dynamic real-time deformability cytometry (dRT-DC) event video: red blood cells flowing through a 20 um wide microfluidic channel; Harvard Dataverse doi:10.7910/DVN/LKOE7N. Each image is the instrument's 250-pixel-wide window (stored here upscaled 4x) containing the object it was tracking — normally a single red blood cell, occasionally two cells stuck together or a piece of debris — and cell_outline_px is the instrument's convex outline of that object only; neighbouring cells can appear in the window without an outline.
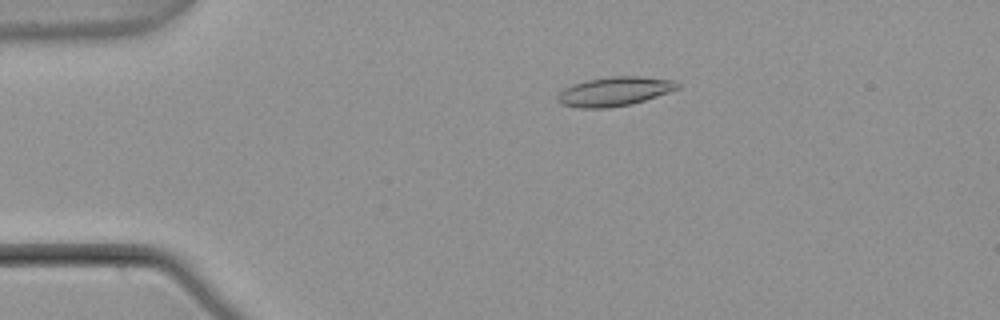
{"species": "common noctule bat (a hibernating species)", "species_latin": "Nyctalus noctula", "temperature_condition": "warm", "stored_images_in_passage": 5, "camera_frame_rate_fps": 3000, "um_per_image_px": 0.085, "animal": {"sex": "male", "body_mass_g": 21.5, "forearm_length_mm": 52.0}, "frame": {"image": 1, "passage_image": 3, "time_ms": 0.667, "image_size_px": [1000, 320], "cell_outline_px": [[680, 88], [632, 104], [608, 108], [580, 108], [560, 104], [556, 100], [556, 96], [564, 88], [572, 84], [588, 80], [612, 76], [640, 76], [676, 80], [680, 84]], "centroid_in_image_um": [52.22, 7.77], "position_along_channel_um": 32.8, "area_um2": 20.46}}